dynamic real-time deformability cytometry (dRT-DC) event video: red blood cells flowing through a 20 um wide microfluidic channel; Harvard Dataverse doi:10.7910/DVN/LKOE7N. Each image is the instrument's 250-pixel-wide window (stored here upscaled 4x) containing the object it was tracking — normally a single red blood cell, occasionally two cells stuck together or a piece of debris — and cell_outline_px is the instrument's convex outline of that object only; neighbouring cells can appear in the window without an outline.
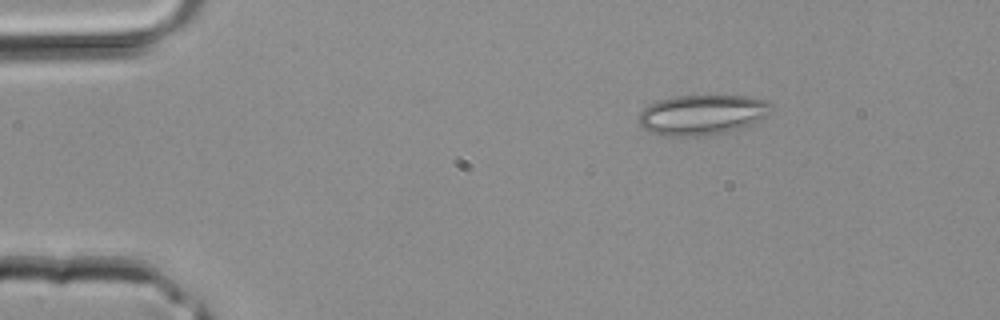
{"species": "common noctule bat (a hibernating species)", "species_latin": "Nyctalus noctula", "temperature_condition": "room temperature", "stored_images_in_passage": 34, "camera_frame_rate_fps": 3000, "um_per_image_px": 0.085, "animal": {"sex": "male", "body_mass_g": 20.4}, "frame": {"image": 1, "passage_image": 1, "time_ms": 0.0, "image_size_px": [1000, 320], "cell_outline_px": [[772, 104], [764, 116], [740, 128], [728, 132], [708, 136], [664, 136], [648, 132], [636, 120], [640, 112], [644, 108], [660, 100], [672, 96], [748, 96], [768, 100]], "centroid_in_image_um": [59.62, 9.76], "position_along_channel_um": 25.4, "area_um2": 30.92}}
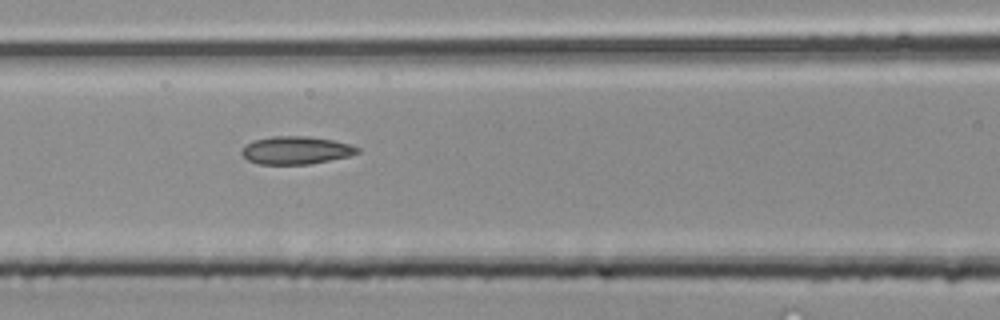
{"frame": {"image": 2, "passage_image": 12, "time_ms": 3.667, "image_size_px": [1000, 320], "cell_outline_px": [[360, 152], [348, 156], [312, 164], [260, 164], [248, 160], [240, 152], [240, 148], [244, 144], [252, 140], [272, 136], [308, 136], [332, 140], [348, 144], [360, 148]], "centroid_in_image_um": [25.11, 12.77], "position_along_channel_um": 141.5, "area_um2": 18.9}}
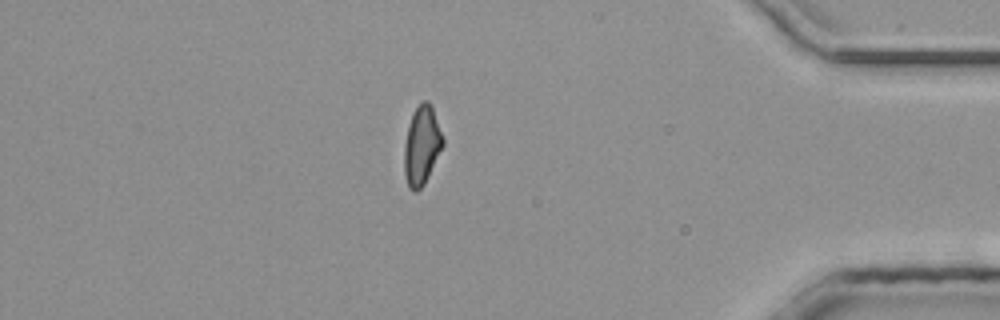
{"frame": {"image": 3, "passage_image": 29, "time_ms": 9.333, "image_size_px": [1000, 320], "cell_outline_px": [[444, 144], [424, 184], [416, 192], [412, 192], [408, 188], [404, 172], [404, 144], [408, 124], [412, 112], [424, 100], [428, 100], [432, 104], [444, 140]], "centroid_in_image_um": [35.84, 12.35], "position_along_channel_um": 399.4, "area_um2": 17.92}}